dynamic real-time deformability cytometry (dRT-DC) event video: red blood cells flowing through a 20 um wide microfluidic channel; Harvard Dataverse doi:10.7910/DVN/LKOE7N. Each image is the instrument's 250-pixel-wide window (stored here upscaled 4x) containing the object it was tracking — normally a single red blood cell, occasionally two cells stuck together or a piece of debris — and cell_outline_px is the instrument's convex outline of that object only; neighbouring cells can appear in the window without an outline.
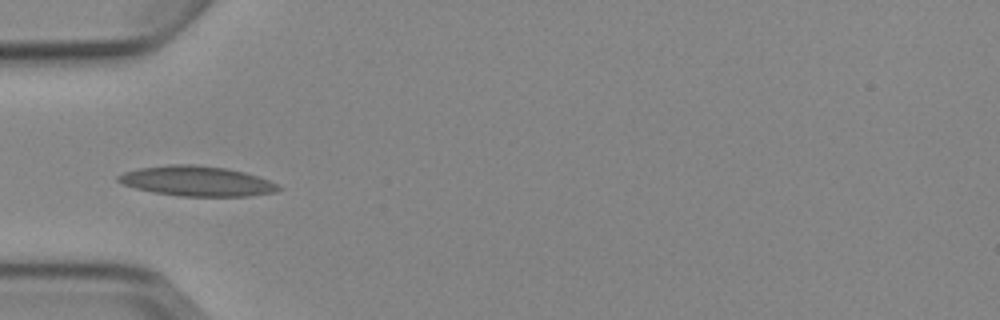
{"species": "Egyptian fruit bat (a non-hibernating species)", "species_latin": "Rousettus aegyptiacus", "temperature_condition": "cold", "stored_images_in_passage": 8, "camera_frame_rate_fps": 3000, "um_per_image_px": 0.085, "animal": {"sex": "female"}, "frame": {"image": 1, "passage_image": 5, "time_ms": 4.667, "image_size_px": [1000, 320], "cell_outline_px": [[284, 188], [276, 192], [248, 196], [180, 196], [152, 192], [136, 188], [124, 184], [116, 180], [116, 176], [124, 172], [140, 168], [168, 164], [196, 164], [224, 168], [244, 172], [268, 180]], "centroid_in_image_um": [16.72, 15.39], "position_along_channel_um": 68.3, "area_um2": 27.98}}
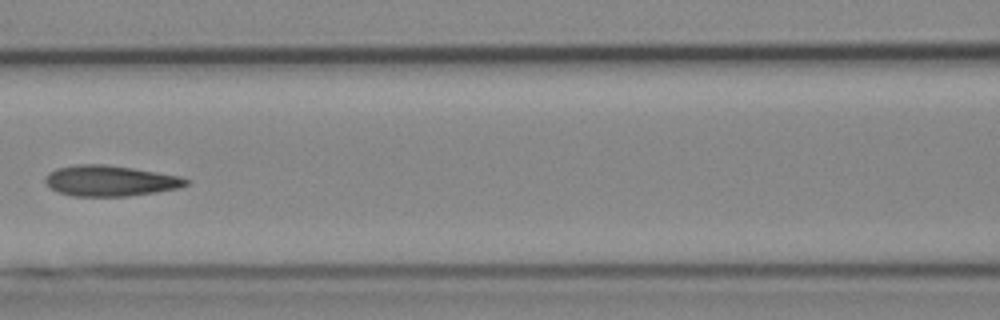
{"frame": {"image": 2, "passage_image": 7, "time_ms": 7.0, "image_size_px": [1000, 320], "cell_outline_px": [[192, 180], [188, 184], [180, 188], [156, 192], [124, 196], [72, 196], [60, 192], [52, 188], [44, 180], [44, 176], [48, 172], [56, 168], [76, 164], [104, 164], [132, 168], [180, 176]], "centroid_in_image_um": [9.37, 15.36], "position_along_channel_um": 157.2, "area_um2": 25.2}}
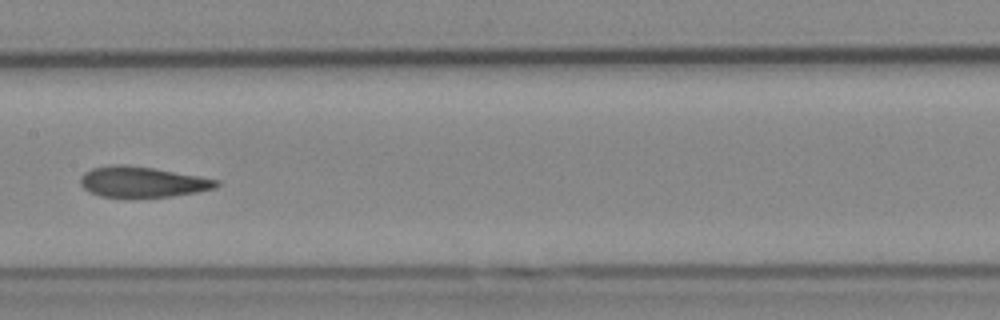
{"frame": {"image": 3, "passage_image": 8, "time_ms": 8.0, "image_size_px": [1000, 320], "cell_outline_px": [[220, 184], [216, 188], [196, 192], [172, 196], [124, 200], [100, 196], [88, 192], [80, 184], [80, 176], [84, 172], [92, 168], [112, 164], [124, 164], [152, 168], [200, 176], [220, 180]], "centroid_in_image_um": [12.05, 15.5], "position_along_channel_um": 195.3, "area_um2": 25.14}}